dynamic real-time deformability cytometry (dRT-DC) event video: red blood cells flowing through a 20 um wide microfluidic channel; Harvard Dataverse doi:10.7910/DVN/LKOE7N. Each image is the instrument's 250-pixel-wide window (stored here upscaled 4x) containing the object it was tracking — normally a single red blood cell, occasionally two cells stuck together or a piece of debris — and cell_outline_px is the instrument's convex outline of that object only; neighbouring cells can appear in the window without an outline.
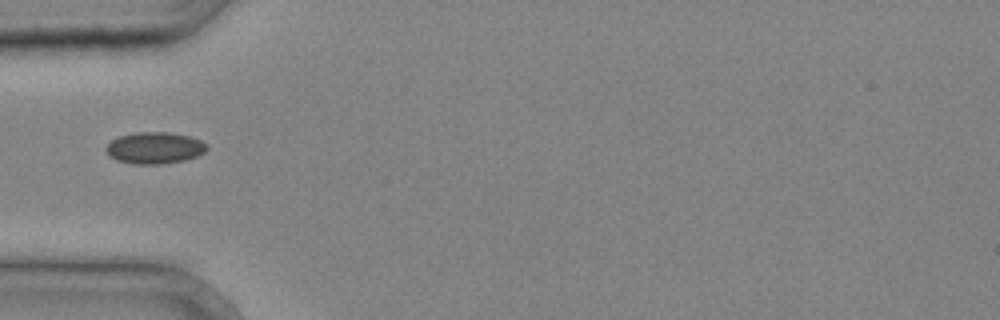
{"species": "common noctule bat (a hibernating species)", "species_latin": "Nyctalus noctula", "temperature_condition": "cold", "stored_images_in_passage": 2, "camera_frame_rate_fps": 3000, "um_per_image_px": 0.085, "animal": {"sex": "male", "body_mass_g": 20.4}, "frame": {"image": 1, "passage_image": 2, "time_ms": 0.333, "image_size_px": [1000, 320], "cell_outline_px": [[208, 148], [204, 152], [196, 156], [184, 160], [160, 164], [132, 164], [116, 160], [108, 156], [104, 148], [112, 140], [120, 136], [136, 132], [168, 132], [188, 136], [200, 140], [208, 144]], "centroid_in_image_um": [13.12, 12.58], "position_along_channel_um": 71.9, "area_um2": 18.61}}